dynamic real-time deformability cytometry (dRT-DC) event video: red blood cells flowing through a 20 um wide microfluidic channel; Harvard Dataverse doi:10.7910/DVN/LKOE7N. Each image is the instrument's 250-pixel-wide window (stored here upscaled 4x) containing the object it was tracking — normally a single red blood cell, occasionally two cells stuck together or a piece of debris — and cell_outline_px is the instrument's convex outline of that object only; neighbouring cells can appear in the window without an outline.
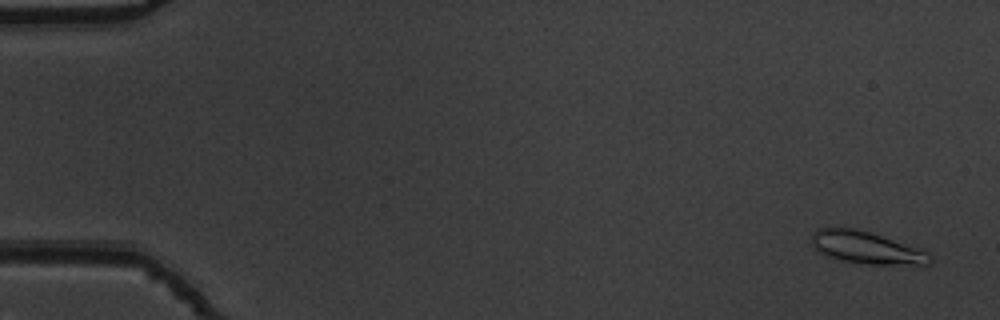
{"species": "common noctule bat (a hibernating species)", "species_latin": "Nyctalus noctula", "temperature_condition": "warm", "stored_images_in_passage": 54, "camera_frame_rate_fps": 3000, "um_per_image_px": 0.085, "animal": {"sex": "male", "body_mass_g": 19.5, "forearm_length_mm": 54.6}, "frame": {"image": 1, "passage_image": 2, "time_ms": 0.333, "image_size_px": [1000, 320], "cell_outline_px": [[932, 260], [928, 264], [868, 264], [844, 260], [824, 256], [812, 244], [812, 236], [816, 228], [856, 228], [924, 248], [928, 252]], "centroid_in_image_um": [73.68, 21.03], "position_along_channel_um": 11.3, "area_um2": 22.25}}
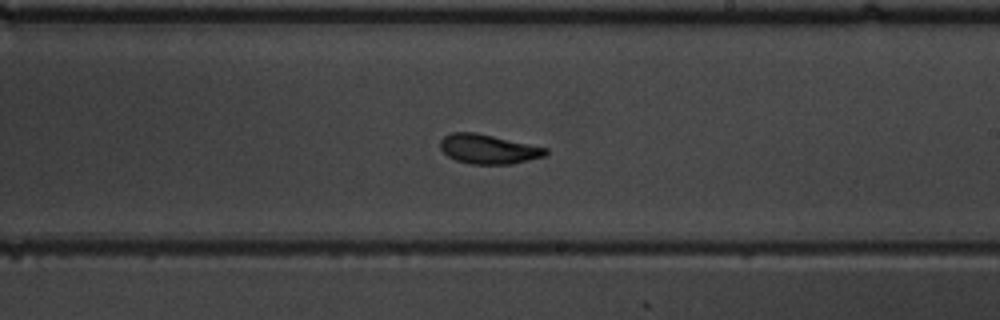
{"frame": {"image": 2, "passage_image": 32, "time_ms": 10.333, "image_size_px": [1000, 320], "cell_outline_px": [[548, 152], [544, 156], [512, 164], [472, 164], [456, 160], [448, 156], [440, 148], [440, 140], [444, 136], [452, 132], [476, 132], [548, 148]], "centroid_in_image_um": [41.5, 12.67], "position_along_channel_um": 247.5, "area_um2": 18.03}}
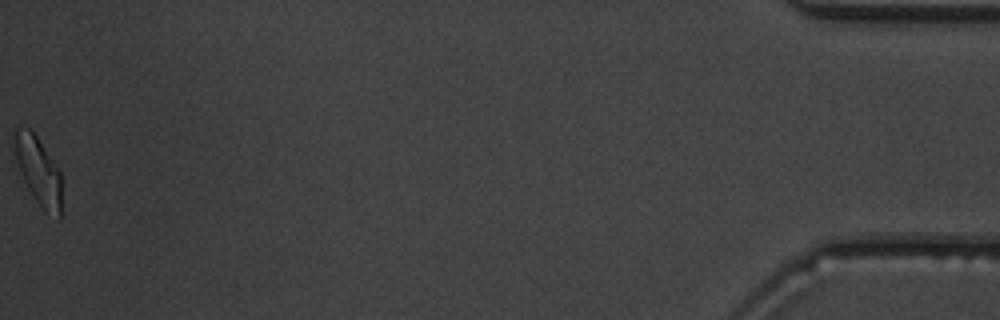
{"frame": {"image": 3, "passage_image": 54, "time_ms": 17.667, "image_size_px": [1000, 320], "cell_outline_px": [[60, 220], [44, 212], [28, 188], [20, 172], [16, 160], [12, 136], [12, 128], [16, 124], [28, 128], [36, 136], [60, 172]], "centroid_in_image_um": [3.2, 14.47], "position_along_channel_um": 432.0, "area_um2": 18.67}, "authors_computed_cell_mechanics": {"area_um2": 18.3515, "velocity_mm_per_s": 3.7948, "shape_relaxation_time_tau1_ms": 4.8818, "shape_relaxation_time_tau2_ms": 2.0699, "deformation_change_tau1": 0.1729, "deformation_change_tau2": 0.0849}}